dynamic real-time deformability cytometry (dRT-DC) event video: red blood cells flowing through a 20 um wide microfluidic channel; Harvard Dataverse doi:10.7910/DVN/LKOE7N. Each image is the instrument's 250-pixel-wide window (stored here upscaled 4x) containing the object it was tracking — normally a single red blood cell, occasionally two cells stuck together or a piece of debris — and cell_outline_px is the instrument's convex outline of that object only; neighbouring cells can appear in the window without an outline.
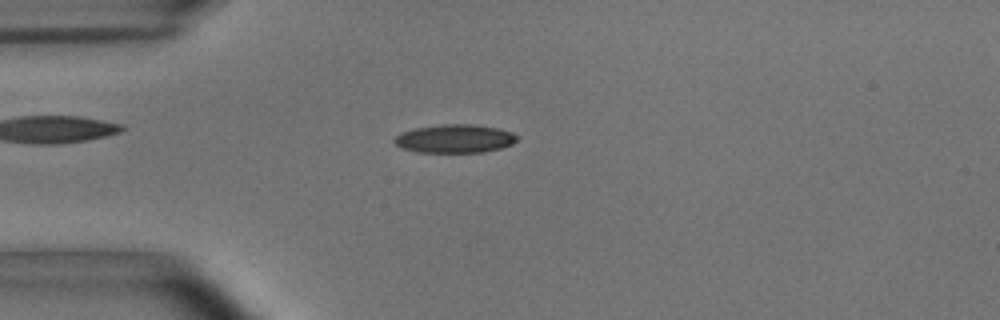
{"species": "common noctule bat (a hibernating species)", "species_latin": "Nyctalus noctula", "temperature_condition": "room temperature", "stored_images_in_passage": 53, "camera_frame_rate_fps": 3000, "um_per_image_px": 0.085, "animal": {"sex": "male", "body_mass_g": 15.6}, "frame": {"image": 1, "passage_image": 13, "time_ms": 4.0, "image_size_px": [1000, 320], "cell_outline_px": [[520, 136], [512, 144], [500, 148], [484, 152], [416, 152], [400, 148], [392, 140], [400, 132], [416, 128], [444, 124], [472, 124], [496, 128], [512, 132]], "centroid_in_image_um": [38.64, 11.79], "position_along_channel_um": 46.4, "area_um2": 20.35}}
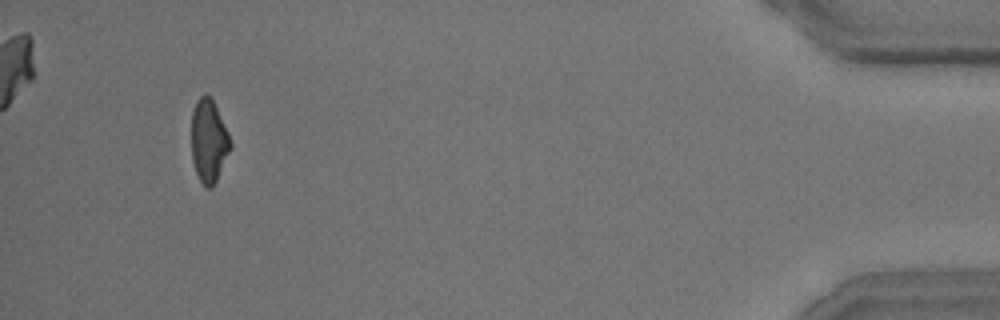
{"frame": {"image": 2, "passage_image": 50, "time_ms": 16.333, "image_size_px": [1000, 320], "cell_outline_px": [[232, 148], [212, 188], [204, 188], [196, 172], [192, 160], [192, 112], [196, 100], [204, 92], [212, 100], [228, 132], [232, 144]], "centroid_in_image_um": [17.74, 12.0], "position_along_channel_um": 417.5, "area_um2": 18.79}, "authors_computed_cell_mechanics": {"area_um2": 19.5942, "velocity_mm_per_s": 3.6965, "shape_relaxation_time_tau1_ms": 3.4758, "shape_relaxation_time_tau2_ms": 2.3918, "deformation_change_tau1": 0.1458, "deformation_change_tau2": 0.1062}}